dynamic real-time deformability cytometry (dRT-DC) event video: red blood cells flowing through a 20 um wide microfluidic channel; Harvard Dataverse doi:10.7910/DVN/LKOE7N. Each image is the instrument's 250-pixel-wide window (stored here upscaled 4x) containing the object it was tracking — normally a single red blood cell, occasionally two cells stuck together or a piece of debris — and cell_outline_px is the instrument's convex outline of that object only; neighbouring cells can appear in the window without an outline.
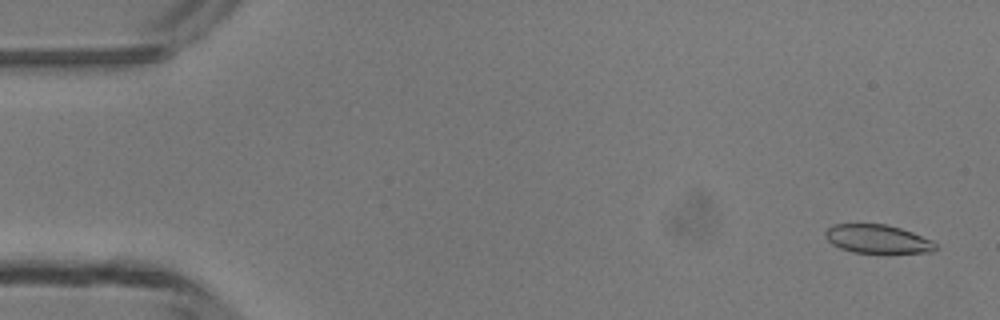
{"species": "common noctule bat (a hibernating species)", "species_latin": "Nyctalus noctula", "temperature_condition": "room temperature", "stored_images_in_passage": 5, "camera_frame_rate_fps": 3000, "um_per_image_px": 0.085, "animal": {"sex": "male", "body_mass_g": 13.3}, "frame": {"image": 1, "passage_image": 1, "time_ms": 0.0, "image_size_px": [1000, 320], "cell_outline_px": [[936, 248], [932, 252], [852, 252], [840, 248], [832, 244], [824, 236], [824, 232], [832, 224], [884, 224], [900, 228], [912, 232], [932, 240], [936, 244]], "centroid_in_image_um": [74.55, 20.3], "position_along_channel_um": 10.4, "area_um2": 18.15}}
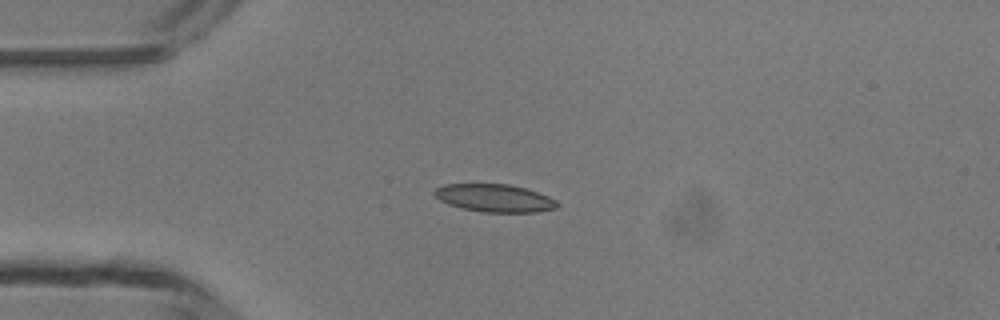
{"frame": {"image": 2, "passage_image": 3, "time_ms": 3.333, "image_size_px": [1000, 320], "cell_outline_px": [[560, 204], [556, 208], [536, 212], [484, 212], [464, 208], [448, 204], [440, 200], [432, 192], [436, 188], [444, 184], [508, 184], [524, 188], [548, 196], [556, 200]], "centroid_in_image_um": [42.04, 16.83], "position_along_channel_um": 43.0, "area_um2": 19.71}}
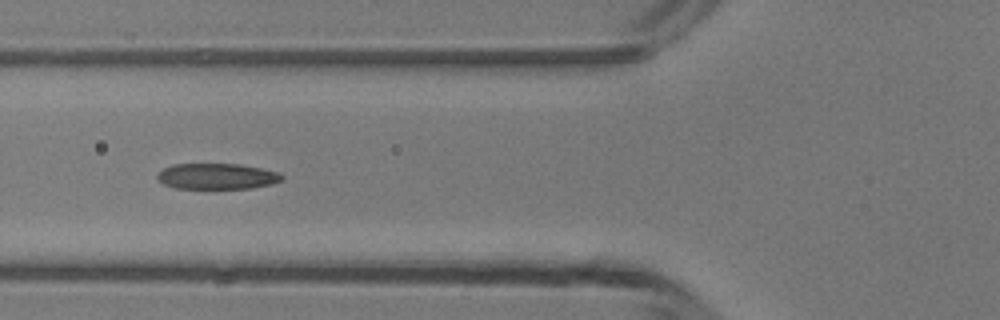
{"frame": {"image": 3, "passage_image": 5, "time_ms": 5.333, "image_size_px": [1000, 320], "cell_outline_px": [[284, 180], [272, 184], [252, 188], [176, 188], [164, 184], [156, 176], [164, 168], [172, 164], [240, 164], [280, 172], [284, 176]], "centroid_in_image_um": [18.5, 14.98], "position_along_channel_um": 107.3, "area_um2": 18.73}}